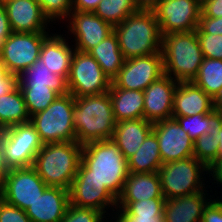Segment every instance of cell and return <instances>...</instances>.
I'll return each mask as SVG.
<instances>
[{
    "label": "cell",
    "instance_id": "obj_1",
    "mask_svg": "<svg viewBox=\"0 0 222 222\" xmlns=\"http://www.w3.org/2000/svg\"><path fill=\"white\" fill-rule=\"evenodd\" d=\"M129 175L128 161L112 139L83 145L74 179H96L118 198Z\"/></svg>",
    "mask_w": 222,
    "mask_h": 222
},
{
    "label": "cell",
    "instance_id": "obj_2",
    "mask_svg": "<svg viewBox=\"0 0 222 222\" xmlns=\"http://www.w3.org/2000/svg\"><path fill=\"white\" fill-rule=\"evenodd\" d=\"M73 122L81 145L112 139L116 121L109 92L75 98Z\"/></svg>",
    "mask_w": 222,
    "mask_h": 222
},
{
    "label": "cell",
    "instance_id": "obj_3",
    "mask_svg": "<svg viewBox=\"0 0 222 222\" xmlns=\"http://www.w3.org/2000/svg\"><path fill=\"white\" fill-rule=\"evenodd\" d=\"M124 59L162 53L163 35L154 11L139 10L114 26Z\"/></svg>",
    "mask_w": 222,
    "mask_h": 222
},
{
    "label": "cell",
    "instance_id": "obj_4",
    "mask_svg": "<svg viewBox=\"0 0 222 222\" xmlns=\"http://www.w3.org/2000/svg\"><path fill=\"white\" fill-rule=\"evenodd\" d=\"M82 148L77 141L43 144L32 167L47 186L69 190L77 174Z\"/></svg>",
    "mask_w": 222,
    "mask_h": 222
},
{
    "label": "cell",
    "instance_id": "obj_5",
    "mask_svg": "<svg viewBox=\"0 0 222 222\" xmlns=\"http://www.w3.org/2000/svg\"><path fill=\"white\" fill-rule=\"evenodd\" d=\"M162 54L164 74L178 82L192 81L204 59L196 30L163 35Z\"/></svg>",
    "mask_w": 222,
    "mask_h": 222
},
{
    "label": "cell",
    "instance_id": "obj_6",
    "mask_svg": "<svg viewBox=\"0 0 222 222\" xmlns=\"http://www.w3.org/2000/svg\"><path fill=\"white\" fill-rule=\"evenodd\" d=\"M75 98L71 93L59 95L45 110L30 116V123L43 144L77 141L73 110Z\"/></svg>",
    "mask_w": 222,
    "mask_h": 222
},
{
    "label": "cell",
    "instance_id": "obj_7",
    "mask_svg": "<svg viewBox=\"0 0 222 222\" xmlns=\"http://www.w3.org/2000/svg\"><path fill=\"white\" fill-rule=\"evenodd\" d=\"M208 167L194 156L164 163L157 172L165 199H174L196 192H204L202 172Z\"/></svg>",
    "mask_w": 222,
    "mask_h": 222
},
{
    "label": "cell",
    "instance_id": "obj_8",
    "mask_svg": "<svg viewBox=\"0 0 222 222\" xmlns=\"http://www.w3.org/2000/svg\"><path fill=\"white\" fill-rule=\"evenodd\" d=\"M112 81L88 53L75 50L67 78L68 92L74 98L109 92Z\"/></svg>",
    "mask_w": 222,
    "mask_h": 222
},
{
    "label": "cell",
    "instance_id": "obj_9",
    "mask_svg": "<svg viewBox=\"0 0 222 222\" xmlns=\"http://www.w3.org/2000/svg\"><path fill=\"white\" fill-rule=\"evenodd\" d=\"M4 159L8 169L30 167L43 146L30 123L13 125L0 131Z\"/></svg>",
    "mask_w": 222,
    "mask_h": 222
},
{
    "label": "cell",
    "instance_id": "obj_10",
    "mask_svg": "<svg viewBox=\"0 0 222 222\" xmlns=\"http://www.w3.org/2000/svg\"><path fill=\"white\" fill-rule=\"evenodd\" d=\"M48 187L30 166L10 169L0 192L4 201L25 211Z\"/></svg>",
    "mask_w": 222,
    "mask_h": 222
},
{
    "label": "cell",
    "instance_id": "obj_11",
    "mask_svg": "<svg viewBox=\"0 0 222 222\" xmlns=\"http://www.w3.org/2000/svg\"><path fill=\"white\" fill-rule=\"evenodd\" d=\"M48 32H13L0 51V58L9 73L20 75L31 67L40 56Z\"/></svg>",
    "mask_w": 222,
    "mask_h": 222
},
{
    "label": "cell",
    "instance_id": "obj_12",
    "mask_svg": "<svg viewBox=\"0 0 222 222\" xmlns=\"http://www.w3.org/2000/svg\"><path fill=\"white\" fill-rule=\"evenodd\" d=\"M164 75L163 54L153 53L125 60L110 88L144 91Z\"/></svg>",
    "mask_w": 222,
    "mask_h": 222
},
{
    "label": "cell",
    "instance_id": "obj_13",
    "mask_svg": "<svg viewBox=\"0 0 222 222\" xmlns=\"http://www.w3.org/2000/svg\"><path fill=\"white\" fill-rule=\"evenodd\" d=\"M153 11L162 35L188 33L199 25L201 5L196 0H161Z\"/></svg>",
    "mask_w": 222,
    "mask_h": 222
},
{
    "label": "cell",
    "instance_id": "obj_14",
    "mask_svg": "<svg viewBox=\"0 0 222 222\" xmlns=\"http://www.w3.org/2000/svg\"><path fill=\"white\" fill-rule=\"evenodd\" d=\"M153 132L159 143V153L163 164L193 156L194 141L175 119L154 123Z\"/></svg>",
    "mask_w": 222,
    "mask_h": 222
},
{
    "label": "cell",
    "instance_id": "obj_15",
    "mask_svg": "<svg viewBox=\"0 0 222 222\" xmlns=\"http://www.w3.org/2000/svg\"><path fill=\"white\" fill-rule=\"evenodd\" d=\"M69 19V31L75 36V50L78 51L89 52L114 31L111 24L94 12L72 11Z\"/></svg>",
    "mask_w": 222,
    "mask_h": 222
},
{
    "label": "cell",
    "instance_id": "obj_16",
    "mask_svg": "<svg viewBox=\"0 0 222 222\" xmlns=\"http://www.w3.org/2000/svg\"><path fill=\"white\" fill-rule=\"evenodd\" d=\"M178 81L163 75L144 92V119L151 123L172 118L174 92Z\"/></svg>",
    "mask_w": 222,
    "mask_h": 222
},
{
    "label": "cell",
    "instance_id": "obj_17",
    "mask_svg": "<svg viewBox=\"0 0 222 222\" xmlns=\"http://www.w3.org/2000/svg\"><path fill=\"white\" fill-rule=\"evenodd\" d=\"M4 7L13 32H46L50 21L37 0H4Z\"/></svg>",
    "mask_w": 222,
    "mask_h": 222
},
{
    "label": "cell",
    "instance_id": "obj_18",
    "mask_svg": "<svg viewBox=\"0 0 222 222\" xmlns=\"http://www.w3.org/2000/svg\"><path fill=\"white\" fill-rule=\"evenodd\" d=\"M69 199L73 206L93 208L103 214L108 206H117V198L96 179H74L69 189Z\"/></svg>",
    "mask_w": 222,
    "mask_h": 222
},
{
    "label": "cell",
    "instance_id": "obj_19",
    "mask_svg": "<svg viewBox=\"0 0 222 222\" xmlns=\"http://www.w3.org/2000/svg\"><path fill=\"white\" fill-rule=\"evenodd\" d=\"M69 204V190L49 186L25 212L31 222H60Z\"/></svg>",
    "mask_w": 222,
    "mask_h": 222
},
{
    "label": "cell",
    "instance_id": "obj_20",
    "mask_svg": "<svg viewBox=\"0 0 222 222\" xmlns=\"http://www.w3.org/2000/svg\"><path fill=\"white\" fill-rule=\"evenodd\" d=\"M213 111V99L193 81H180L174 92L172 117L208 114Z\"/></svg>",
    "mask_w": 222,
    "mask_h": 222
},
{
    "label": "cell",
    "instance_id": "obj_21",
    "mask_svg": "<svg viewBox=\"0 0 222 222\" xmlns=\"http://www.w3.org/2000/svg\"><path fill=\"white\" fill-rule=\"evenodd\" d=\"M152 131L153 123L144 118L122 120L116 122L112 140L128 160Z\"/></svg>",
    "mask_w": 222,
    "mask_h": 222
},
{
    "label": "cell",
    "instance_id": "obj_22",
    "mask_svg": "<svg viewBox=\"0 0 222 222\" xmlns=\"http://www.w3.org/2000/svg\"><path fill=\"white\" fill-rule=\"evenodd\" d=\"M207 193L196 192L174 199H165V222H201L204 207L208 204ZM207 198V199H205Z\"/></svg>",
    "mask_w": 222,
    "mask_h": 222
},
{
    "label": "cell",
    "instance_id": "obj_23",
    "mask_svg": "<svg viewBox=\"0 0 222 222\" xmlns=\"http://www.w3.org/2000/svg\"><path fill=\"white\" fill-rule=\"evenodd\" d=\"M74 52L66 39L55 33L43 41L39 59L45 62L50 72L67 80Z\"/></svg>",
    "mask_w": 222,
    "mask_h": 222
},
{
    "label": "cell",
    "instance_id": "obj_24",
    "mask_svg": "<svg viewBox=\"0 0 222 222\" xmlns=\"http://www.w3.org/2000/svg\"><path fill=\"white\" fill-rule=\"evenodd\" d=\"M154 198H164L158 173H129L117 201H141Z\"/></svg>",
    "mask_w": 222,
    "mask_h": 222
},
{
    "label": "cell",
    "instance_id": "obj_25",
    "mask_svg": "<svg viewBox=\"0 0 222 222\" xmlns=\"http://www.w3.org/2000/svg\"><path fill=\"white\" fill-rule=\"evenodd\" d=\"M109 96L115 121L144 118V92L110 88Z\"/></svg>",
    "mask_w": 222,
    "mask_h": 222
},
{
    "label": "cell",
    "instance_id": "obj_26",
    "mask_svg": "<svg viewBox=\"0 0 222 222\" xmlns=\"http://www.w3.org/2000/svg\"><path fill=\"white\" fill-rule=\"evenodd\" d=\"M19 88L49 87L60 95L68 93L67 80L50 72L45 62L38 59L18 76Z\"/></svg>",
    "mask_w": 222,
    "mask_h": 222
},
{
    "label": "cell",
    "instance_id": "obj_27",
    "mask_svg": "<svg viewBox=\"0 0 222 222\" xmlns=\"http://www.w3.org/2000/svg\"><path fill=\"white\" fill-rule=\"evenodd\" d=\"M88 53L98 62L111 81L119 74L125 62L114 31Z\"/></svg>",
    "mask_w": 222,
    "mask_h": 222
},
{
    "label": "cell",
    "instance_id": "obj_28",
    "mask_svg": "<svg viewBox=\"0 0 222 222\" xmlns=\"http://www.w3.org/2000/svg\"><path fill=\"white\" fill-rule=\"evenodd\" d=\"M129 173H154L163 165L159 153V143L152 131L128 160Z\"/></svg>",
    "mask_w": 222,
    "mask_h": 222
},
{
    "label": "cell",
    "instance_id": "obj_29",
    "mask_svg": "<svg viewBox=\"0 0 222 222\" xmlns=\"http://www.w3.org/2000/svg\"><path fill=\"white\" fill-rule=\"evenodd\" d=\"M27 122H30V115L18 86L12 92L0 96V131Z\"/></svg>",
    "mask_w": 222,
    "mask_h": 222
},
{
    "label": "cell",
    "instance_id": "obj_30",
    "mask_svg": "<svg viewBox=\"0 0 222 222\" xmlns=\"http://www.w3.org/2000/svg\"><path fill=\"white\" fill-rule=\"evenodd\" d=\"M192 81L214 99L222 91V60L204 57Z\"/></svg>",
    "mask_w": 222,
    "mask_h": 222
},
{
    "label": "cell",
    "instance_id": "obj_31",
    "mask_svg": "<svg viewBox=\"0 0 222 222\" xmlns=\"http://www.w3.org/2000/svg\"><path fill=\"white\" fill-rule=\"evenodd\" d=\"M137 11L135 0H101L94 13L114 27Z\"/></svg>",
    "mask_w": 222,
    "mask_h": 222
},
{
    "label": "cell",
    "instance_id": "obj_32",
    "mask_svg": "<svg viewBox=\"0 0 222 222\" xmlns=\"http://www.w3.org/2000/svg\"><path fill=\"white\" fill-rule=\"evenodd\" d=\"M172 118L175 119L189 137L195 141L215 129L219 115L213 110L208 114Z\"/></svg>",
    "mask_w": 222,
    "mask_h": 222
},
{
    "label": "cell",
    "instance_id": "obj_33",
    "mask_svg": "<svg viewBox=\"0 0 222 222\" xmlns=\"http://www.w3.org/2000/svg\"><path fill=\"white\" fill-rule=\"evenodd\" d=\"M30 116L45 110L60 94L49 87L20 88Z\"/></svg>",
    "mask_w": 222,
    "mask_h": 222
},
{
    "label": "cell",
    "instance_id": "obj_34",
    "mask_svg": "<svg viewBox=\"0 0 222 222\" xmlns=\"http://www.w3.org/2000/svg\"><path fill=\"white\" fill-rule=\"evenodd\" d=\"M119 205V206H118ZM165 198L141 201H117V215H163Z\"/></svg>",
    "mask_w": 222,
    "mask_h": 222
},
{
    "label": "cell",
    "instance_id": "obj_35",
    "mask_svg": "<svg viewBox=\"0 0 222 222\" xmlns=\"http://www.w3.org/2000/svg\"><path fill=\"white\" fill-rule=\"evenodd\" d=\"M193 156L207 167L219 157V140L215 130L194 141Z\"/></svg>",
    "mask_w": 222,
    "mask_h": 222
},
{
    "label": "cell",
    "instance_id": "obj_36",
    "mask_svg": "<svg viewBox=\"0 0 222 222\" xmlns=\"http://www.w3.org/2000/svg\"><path fill=\"white\" fill-rule=\"evenodd\" d=\"M41 6L42 12L49 19L55 21L68 18L72 12V0H37Z\"/></svg>",
    "mask_w": 222,
    "mask_h": 222
},
{
    "label": "cell",
    "instance_id": "obj_37",
    "mask_svg": "<svg viewBox=\"0 0 222 222\" xmlns=\"http://www.w3.org/2000/svg\"><path fill=\"white\" fill-rule=\"evenodd\" d=\"M104 214L93 208L78 207L69 204L60 222H102Z\"/></svg>",
    "mask_w": 222,
    "mask_h": 222
},
{
    "label": "cell",
    "instance_id": "obj_38",
    "mask_svg": "<svg viewBox=\"0 0 222 222\" xmlns=\"http://www.w3.org/2000/svg\"><path fill=\"white\" fill-rule=\"evenodd\" d=\"M204 57L222 60V35L196 33Z\"/></svg>",
    "mask_w": 222,
    "mask_h": 222
},
{
    "label": "cell",
    "instance_id": "obj_39",
    "mask_svg": "<svg viewBox=\"0 0 222 222\" xmlns=\"http://www.w3.org/2000/svg\"><path fill=\"white\" fill-rule=\"evenodd\" d=\"M0 222H31V220L24 210L3 200L0 203Z\"/></svg>",
    "mask_w": 222,
    "mask_h": 222
},
{
    "label": "cell",
    "instance_id": "obj_40",
    "mask_svg": "<svg viewBox=\"0 0 222 222\" xmlns=\"http://www.w3.org/2000/svg\"><path fill=\"white\" fill-rule=\"evenodd\" d=\"M18 86V75L9 73L0 58V96L12 92Z\"/></svg>",
    "mask_w": 222,
    "mask_h": 222
},
{
    "label": "cell",
    "instance_id": "obj_41",
    "mask_svg": "<svg viewBox=\"0 0 222 222\" xmlns=\"http://www.w3.org/2000/svg\"><path fill=\"white\" fill-rule=\"evenodd\" d=\"M196 33H210L214 35H222V17L210 18L205 17L201 13Z\"/></svg>",
    "mask_w": 222,
    "mask_h": 222
},
{
    "label": "cell",
    "instance_id": "obj_42",
    "mask_svg": "<svg viewBox=\"0 0 222 222\" xmlns=\"http://www.w3.org/2000/svg\"><path fill=\"white\" fill-rule=\"evenodd\" d=\"M201 222H222V200H210L204 207Z\"/></svg>",
    "mask_w": 222,
    "mask_h": 222
},
{
    "label": "cell",
    "instance_id": "obj_43",
    "mask_svg": "<svg viewBox=\"0 0 222 222\" xmlns=\"http://www.w3.org/2000/svg\"><path fill=\"white\" fill-rule=\"evenodd\" d=\"M201 13L210 18L222 17V0H206L201 5Z\"/></svg>",
    "mask_w": 222,
    "mask_h": 222
},
{
    "label": "cell",
    "instance_id": "obj_44",
    "mask_svg": "<svg viewBox=\"0 0 222 222\" xmlns=\"http://www.w3.org/2000/svg\"><path fill=\"white\" fill-rule=\"evenodd\" d=\"M13 33L11 26L9 25V19L5 7L0 8V51L4 47V44Z\"/></svg>",
    "mask_w": 222,
    "mask_h": 222
},
{
    "label": "cell",
    "instance_id": "obj_45",
    "mask_svg": "<svg viewBox=\"0 0 222 222\" xmlns=\"http://www.w3.org/2000/svg\"><path fill=\"white\" fill-rule=\"evenodd\" d=\"M116 222H165L163 215H118Z\"/></svg>",
    "mask_w": 222,
    "mask_h": 222
},
{
    "label": "cell",
    "instance_id": "obj_46",
    "mask_svg": "<svg viewBox=\"0 0 222 222\" xmlns=\"http://www.w3.org/2000/svg\"><path fill=\"white\" fill-rule=\"evenodd\" d=\"M101 0H72V11L94 12Z\"/></svg>",
    "mask_w": 222,
    "mask_h": 222
},
{
    "label": "cell",
    "instance_id": "obj_47",
    "mask_svg": "<svg viewBox=\"0 0 222 222\" xmlns=\"http://www.w3.org/2000/svg\"><path fill=\"white\" fill-rule=\"evenodd\" d=\"M208 173L222 185V156H219L209 167Z\"/></svg>",
    "mask_w": 222,
    "mask_h": 222
},
{
    "label": "cell",
    "instance_id": "obj_48",
    "mask_svg": "<svg viewBox=\"0 0 222 222\" xmlns=\"http://www.w3.org/2000/svg\"><path fill=\"white\" fill-rule=\"evenodd\" d=\"M139 10L153 11L161 0H135Z\"/></svg>",
    "mask_w": 222,
    "mask_h": 222
},
{
    "label": "cell",
    "instance_id": "obj_49",
    "mask_svg": "<svg viewBox=\"0 0 222 222\" xmlns=\"http://www.w3.org/2000/svg\"><path fill=\"white\" fill-rule=\"evenodd\" d=\"M9 169L6 166V162L4 159V153L2 148V142H1V133H0V187L2 185L3 179L5 175L8 173Z\"/></svg>",
    "mask_w": 222,
    "mask_h": 222
},
{
    "label": "cell",
    "instance_id": "obj_50",
    "mask_svg": "<svg viewBox=\"0 0 222 222\" xmlns=\"http://www.w3.org/2000/svg\"><path fill=\"white\" fill-rule=\"evenodd\" d=\"M213 110L222 118V91L213 99Z\"/></svg>",
    "mask_w": 222,
    "mask_h": 222
},
{
    "label": "cell",
    "instance_id": "obj_51",
    "mask_svg": "<svg viewBox=\"0 0 222 222\" xmlns=\"http://www.w3.org/2000/svg\"><path fill=\"white\" fill-rule=\"evenodd\" d=\"M214 130L219 140V156H222V118L221 117H219Z\"/></svg>",
    "mask_w": 222,
    "mask_h": 222
},
{
    "label": "cell",
    "instance_id": "obj_52",
    "mask_svg": "<svg viewBox=\"0 0 222 222\" xmlns=\"http://www.w3.org/2000/svg\"><path fill=\"white\" fill-rule=\"evenodd\" d=\"M200 5H202L206 0H196Z\"/></svg>",
    "mask_w": 222,
    "mask_h": 222
},
{
    "label": "cell",
    "instance_id": "obj_53",
    "mask_svg": "<svg viewBox=\"0 0 222 222\" xmlns=\"http://www.w3.org/2000/svg\"><path fill=\"white\" fill-rule=\"evenodd\" d=\"M4 6V0H0V8Z\"/></svg>",
    "mask_w": 222,
    "mask_h": 222
},
{
    "label": "cell",
    "instance_id": "obj_54",
    "mask_svg": "<svg viewBox=\"0 0 222 222\" xmlns=\"http://www.w3.org/2000/svg\"><path fill=\"white\" fill-rule=\"evenodd\" d=\"M3 201V197H2V194L0 192V203Z\"/></svg>",
    "mask_w": 222,
    "mask_h": 222
}]
</instances>
